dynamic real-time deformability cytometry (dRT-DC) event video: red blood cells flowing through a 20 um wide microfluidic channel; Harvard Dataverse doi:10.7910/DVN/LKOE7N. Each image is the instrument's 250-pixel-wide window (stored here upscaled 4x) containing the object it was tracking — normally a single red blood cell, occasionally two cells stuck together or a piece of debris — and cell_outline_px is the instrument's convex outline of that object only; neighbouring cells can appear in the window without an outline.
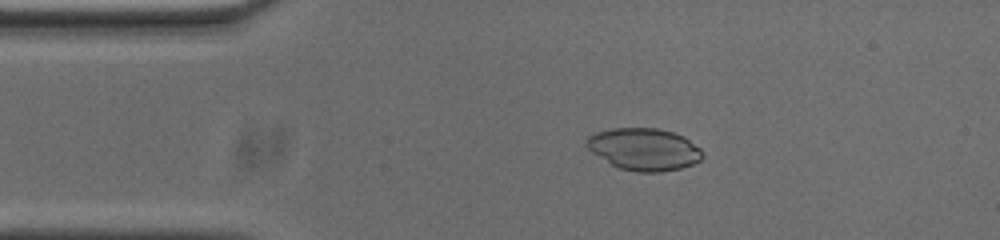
{"species": "common noctule bat (a hibernating species)", "species_latin": "Nyctalus noctula", "temperature_condition": "cold", "stored_images_in_passage": 45, "camera_frame_rate_fps": 3000, "um_per_image_px": 0.085, "animal": {"sex": "male", "body_mass_g": 20.0, "forearm_length_mm": 53.3}, "frame": {"image": 1, "passage_image": 1, "time_ms": 0.0, "image_size_px": [1000, 240], "cell_outline_px": [[704, 156], [700, 160], [692, 164], [680, 168], [660, 172], [636, 172], [620, 168], [612, 164], [592, 152], [584, 144], [588, 136], [596, 132], [612, 128], [656, 128], [672, 132], [684, 136], [700, 148], [704, 152]], "centroid_in_image_um": [54.75, 12.68], "position_along_channel_um": 30.2, "area_um2": 28.44}}
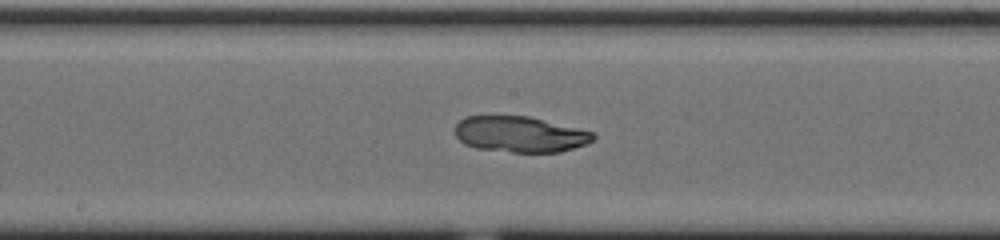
{"frame": {"image": 2, "passage_image": 18, "time_ms": 5.667, "image_size_px": [1000, 240], "cell_outline_px": [[596, 136], [592, 140], [584, 144], [560, 152], [512, 152], [476, 148], [464, 144], [456, 136], [456, 124], [464, 116], [528, 116], [596, 132]], "centroid_in_image_um": [44.2, 11.41], "position_along_channel_um": 204.0, "area_um2": 28.84}}
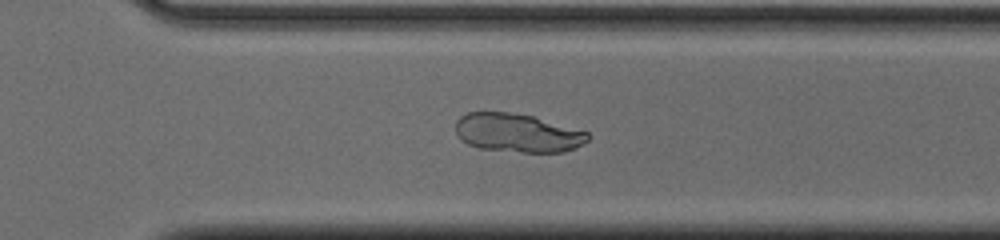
{"frame": {"image": 3, "passage_image": 28, "time_ms": 9.0, "image_size_px": [1000, 240], "cell_outline_px": [[592, 136], [588, 140], [576, 148], [564, 152], [520, 152], [480, 148], [468, 144], [460, 140], [456, 132], [456, 120], [460, 116], [468, 112], [508, 112], [532, 116], [588, 132]], "centroid_in_image_um": [43.98, 11.3], "position_along_channel_um": 326.6, "area_um2": 29.77}}